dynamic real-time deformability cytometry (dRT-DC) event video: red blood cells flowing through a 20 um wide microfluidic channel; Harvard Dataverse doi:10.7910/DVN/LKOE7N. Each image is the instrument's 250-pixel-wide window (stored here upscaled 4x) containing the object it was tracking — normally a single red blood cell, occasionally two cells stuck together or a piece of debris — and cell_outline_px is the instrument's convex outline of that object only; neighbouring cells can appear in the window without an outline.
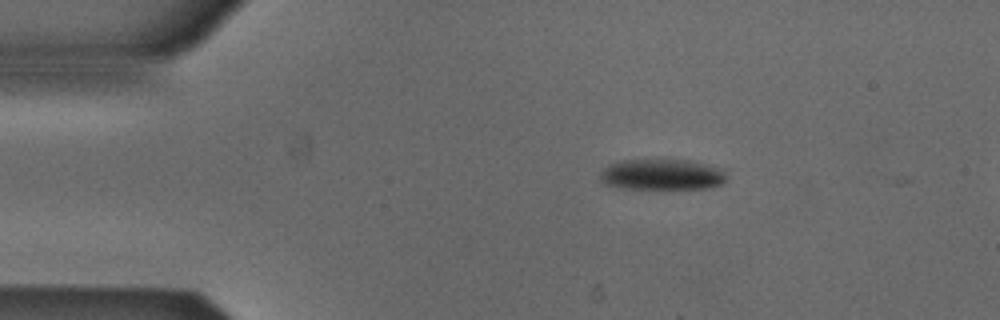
{"species": "Egyptian fruit bat (a non-hibernating species)", "species_latin": "Rousettus aegyptiacus", "temperature_condition": "cold", "stored_images_in_passage": 5, "camera_frame_rate_fps": 3000, "um_per_image_px": 0.085, "animal": {"sex": "male"}, "frame": {"image": 1, "passage_image": 1, "time_ms": 0.0, "image_size_px": [1000, 320], "cell_outline_px": [[724, 184], [712, 188], [620, 188], [604, 184], [600, 180], [600, 172], [608, 164], [624, 160], [684, 160], [704, 164], [720, 168], [724, 172]], "centroid_in_image_um": [56.22, 14.84], "position_along_channel_um": 28.8, "area_um2": 22.54}}
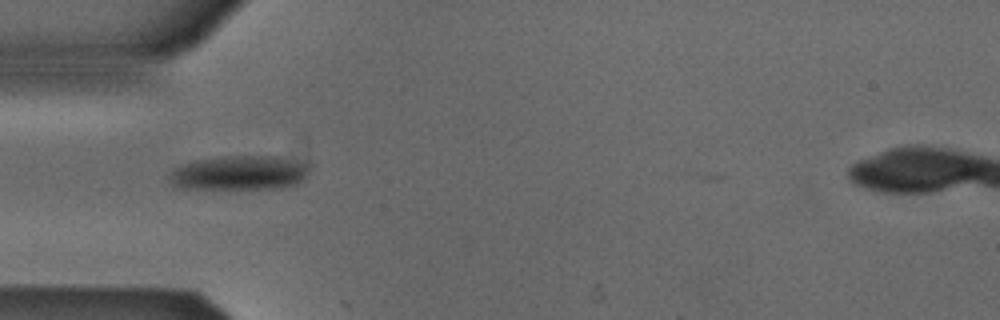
{"frame": {"image": 2, "passage_image": 3, "time_ms": 0.667, "image_size_px": [1000, 320], "cell_outline_px": [[312, 164], [304, 180], [296, 184], [280, 188], [176, 188], [168, 180], [168, 176], [172, 168], [192, 160], [224, 156], [276, 156]], "centroid_in_image_um": [20.33, 14.68], "position_along_channel_um": 64.7, "area_um2": 28.44}}
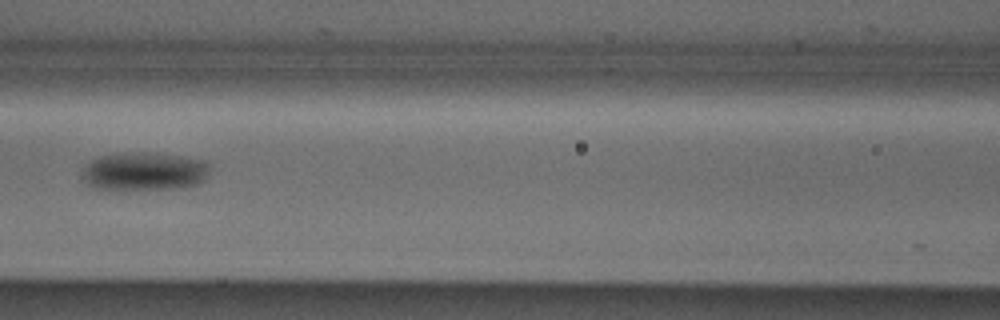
{"frame": {"image": 3, "passage_image": 5, "time_ms": 1.333, "image_size_px": [1000, 320], "cell_outline_px": [[208, 176], [200, 184], [180, 188], [116, 192], [92, 188], [84, 184], [84, 164], [100, 156], [120, 152], [144, 152], [184, 156], [208, 160]], "centroid_in_image_um": [12.24, 14.6], "position_along_channel_um": 154.4, "area_um2": 29.82}}